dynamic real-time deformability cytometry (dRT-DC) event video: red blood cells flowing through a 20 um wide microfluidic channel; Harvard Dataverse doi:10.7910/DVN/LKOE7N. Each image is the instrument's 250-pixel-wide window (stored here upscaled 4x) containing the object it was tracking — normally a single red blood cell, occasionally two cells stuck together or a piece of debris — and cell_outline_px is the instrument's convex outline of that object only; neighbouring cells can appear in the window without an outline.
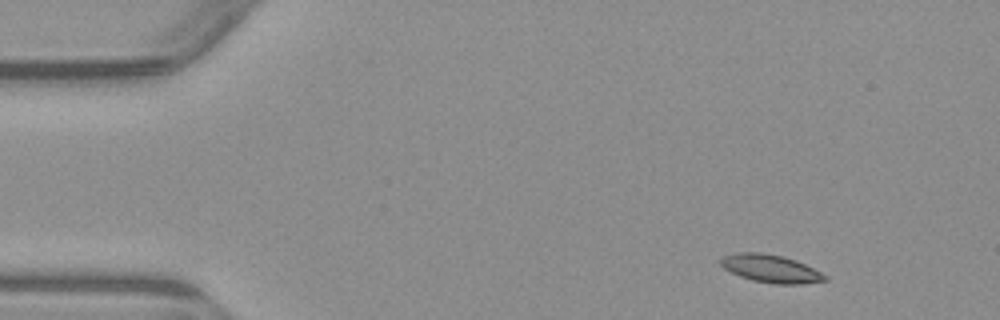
{"species": "common noctule bat (a hibernating species)", "species_latin": "Nyctalus noctula", "temperature_condition": "warm", "stored_images_in_passage": 5, "camera_frame_rate_fps": 3000, "um_per_image_px": 0.085, "animal": {"sex": "male", "body_mass_g": 23.1, "forearm_length_mm": 52.7}, "frame": {"image": 1, "passage_image": 1, "time_ms": 0.0, "image_size_px": [1000, 320], "cell_outline_px": [[828, 280], [800, 284], [776, 284], [752, 280], [740, 276], [724, 268], [720, 264], [720, 260], [724, 256], [740, 252], [760, 252], [784, 256], [796, 260], [828, 276]], "centroid_in_image_um": [65.53, 22.83], "position_along_channel_um": 19.5, "area_um2": 16.82}}
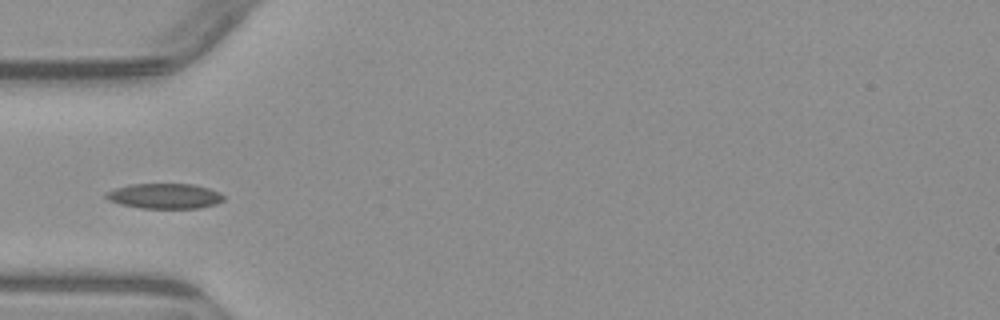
{"frame": {"image": 2, "passage_image": 4, "time_ms": 3.667, "image_size_px": [1000, 320], "cell_outline_px": [[224, 200], [216, 204], [200, 208], [140, 208], [120, 204], [108, 200], [104, 196], [104, 192], [116, 188], [132, 184], [192, 184], [208, 188], [220, 192], [224, 196]], "centroid_in_image_um": [13.99, 16.66], "position_along_channel_um": 71.0, "area_um2": 17.34}}
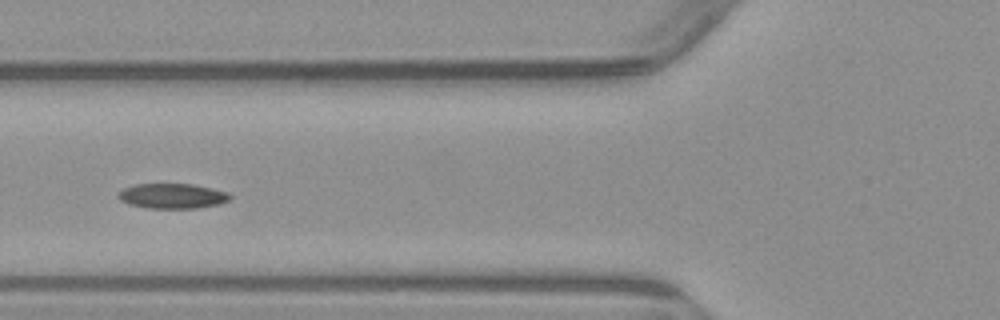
{"frame": {"image": 3, "passage_image": 5, "time_ms": 4.667, "image_size_px": [1000, 320], "cell_outline_px": [[232, 196], [228, 200], [220, 204], [196, 208], [148, 208], [128, 204], [120, 200], [116, 196], [124, 188], [132, 184], [192, 184], [212, 188], [228, 192]], "centroid_in_image_um": [14.64, 16.66], "position_along_channel_um": 111.2, "area_um2": 16.36}}